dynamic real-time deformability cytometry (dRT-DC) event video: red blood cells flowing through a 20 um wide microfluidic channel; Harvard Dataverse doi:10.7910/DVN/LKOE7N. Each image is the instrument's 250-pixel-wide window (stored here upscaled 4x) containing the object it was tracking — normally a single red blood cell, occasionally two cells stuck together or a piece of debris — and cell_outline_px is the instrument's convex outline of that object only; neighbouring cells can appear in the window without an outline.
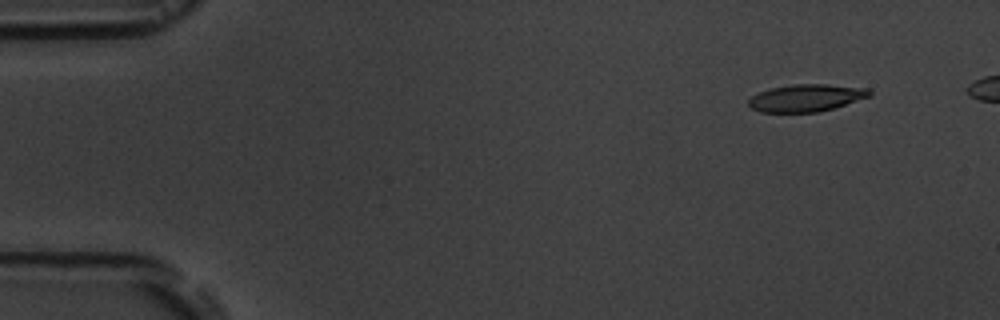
{"species": "common noctule bat (a hibernating species)", "species_latin": "Nyctalus noctula", "temperature_condition": "room temperature", "stored_images_in_passage": 9, "camera_frame_rate_fps": 3000, "um_per_image_px": 0.085, "animal": {"sex": "male", "body_mass_g": 19.5, "forearm_length_mm": 54.6}, "frame": {"image": 1, "passage_image": 1, "time_ms": 0.0, "image_size_px": [1000, 320], "cell_outline_px": [[872, 96], [832, 108], [816, 112], [760, 112], [752, 108], [748, 104], [748, 100], [752, 96], [760, 92], [772, 88], [792, 84], [828, 84], [868, 88], [872, 92]], "centroid_in_image_um": [68.55, 8.31], "position_along_channel_um": 16.5, "area_um2": 19.13}}
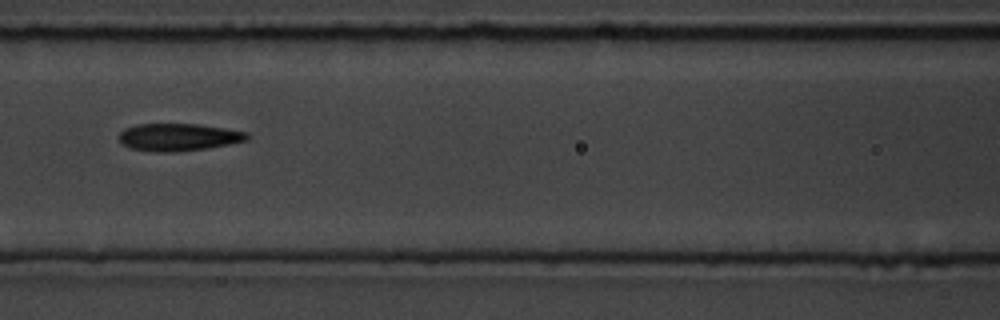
{"frame": {"image": 2, "passage_image": 7, "time_ms": 6.667, "image_size_px": [1000, 320], "cell_outline_px": [[248, 140], [208, 148], [176, 152], [160, 152], [132, 148], [120, 144], [120, 132], [124, 128], [136, 124], [200, 124], [248, 132]], "centroid_in_image_um": [15.17, 11.65], "position_along_channel_um": 151.4, "area_um2": 20.46}}
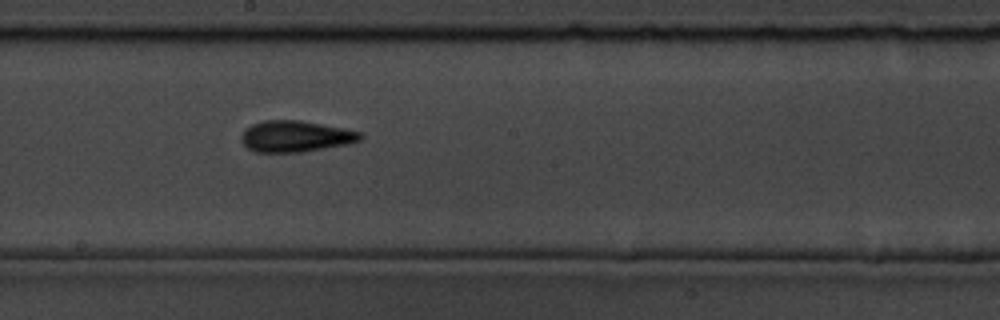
{"frame": {"image": 3, "passage_image": 9, "time_ms": 8.667, "image_size_px": [1000, 320], "cell_outline_px": [[364, 136], [360, 140], [348, 144], [300, 152], [256, 152], [248, 148], [240, 140], [240, 136], [252, 124], [264, 120], [300, 120], [344, 128], [360, 132]], "centroid_in_image_um": [25.13, 11.58], "position_along_channel_um": 223.1, "area_um2": 21.56}}